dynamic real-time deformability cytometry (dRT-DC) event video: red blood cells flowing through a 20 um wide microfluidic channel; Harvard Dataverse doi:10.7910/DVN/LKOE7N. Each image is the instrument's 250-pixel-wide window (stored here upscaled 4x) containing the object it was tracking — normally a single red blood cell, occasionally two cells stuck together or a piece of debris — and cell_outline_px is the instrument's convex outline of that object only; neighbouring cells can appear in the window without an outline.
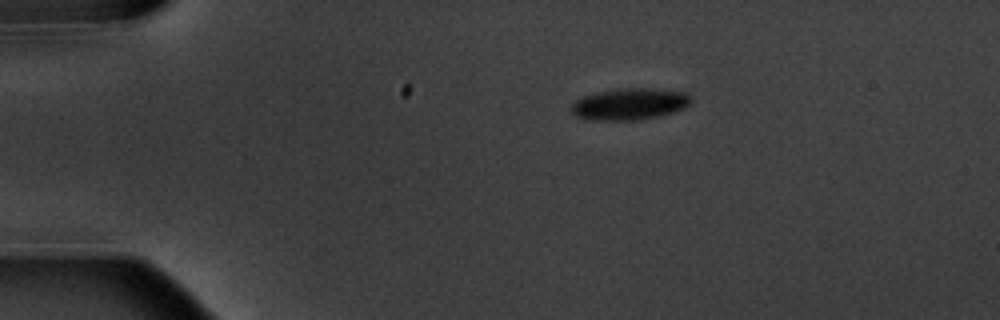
{"species": "common noctule bat (a hibernating species)", "species_latin": "Nyctalus noctula", "temperature_condition": "warm", "stored_images_in_passage": 4, "camera_frame_rate_fps": 3000, "um_per_image_px": 0.085, "animal": {"sex": "male", "body_mass_g": 20.1, "forearm_length_mm": 53.5}, "frame": {"image": 1, "passage_image": 1, "time_ms": 0.0, "image_size_px": [1000, 320], "cell_outline_px": [[692, 100], [684, 108], [672, 112], [656, 116], [636, 120], [596, 120], [576, 116], [572, 112], [572, 104], [576, 100], [584, 96], [596, 92], [620, 88], [648, 88], [688, 92], [692, 96]], "centroid_in_image_um": [53.55, 8.82], "position_along_channel_um": 31.5, "area_um2": 21.91}}